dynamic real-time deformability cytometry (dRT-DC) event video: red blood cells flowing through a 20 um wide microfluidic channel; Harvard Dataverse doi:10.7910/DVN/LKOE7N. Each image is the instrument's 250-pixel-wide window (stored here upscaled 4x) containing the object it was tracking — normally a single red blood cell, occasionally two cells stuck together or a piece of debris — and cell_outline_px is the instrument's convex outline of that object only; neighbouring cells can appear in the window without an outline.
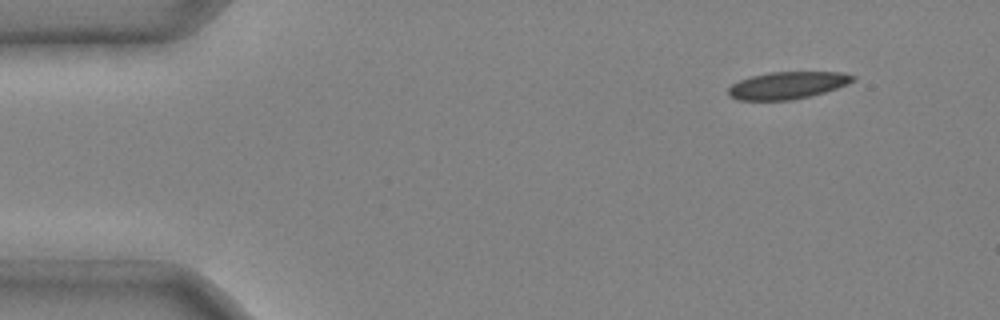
{"species": "common noctule bat (a hibernating species)", "species_latin": "Nyctalus noctula", "temperature_condition": "cold", "stored_images_in_passage": 4, "camera_frame_rate_fps": 3000, "um_per_image_px": 0.085, "animal": {"sex": "male", "body_mass_g": 20.4}, "frame": {"image": 1, "passage_image": 1, "time_ms": 0.0, "image_size_px": [1000, 320], "cell_outline_px": [[856, 80], [836, 88], [824, 92], [792, 100], [736, 100], [728, 96], [728, 88], [732, 84], [740, 80], [752, 76], [772, 72], [840, 72], [856, 76]], "centroid_in_image_um": [66.91, 7.25], "position_along_channel_um": 18.1, "area_um2": 19.65}}
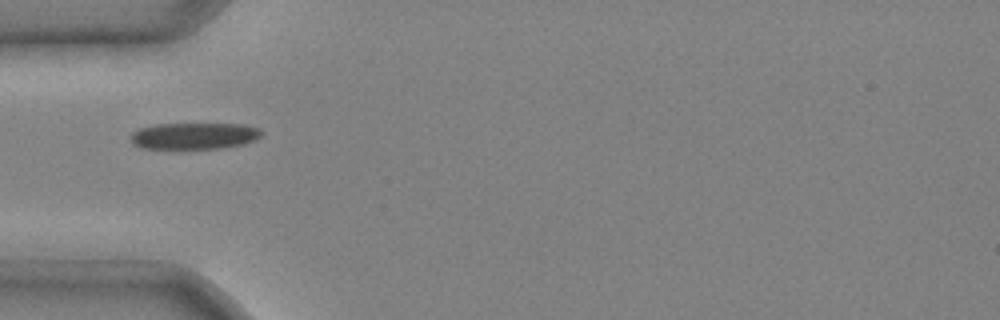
{"frame": {"image": 2, "passage_image": 4, "time_ms": 1.0, "image_size_px": [1000, 320], "cell_outline_px": [[264, 132], [256, 140], [244, 144], [224, 148], [172, 152], [140, 148], [132, 144], [132, 132], [140, 128], [156, 124], [244, 124], [260, 128]], "centroid_in_image_um": [16.48, 11.61], "position_along_channel_um": 68.5, "area_um2": 21.5}}